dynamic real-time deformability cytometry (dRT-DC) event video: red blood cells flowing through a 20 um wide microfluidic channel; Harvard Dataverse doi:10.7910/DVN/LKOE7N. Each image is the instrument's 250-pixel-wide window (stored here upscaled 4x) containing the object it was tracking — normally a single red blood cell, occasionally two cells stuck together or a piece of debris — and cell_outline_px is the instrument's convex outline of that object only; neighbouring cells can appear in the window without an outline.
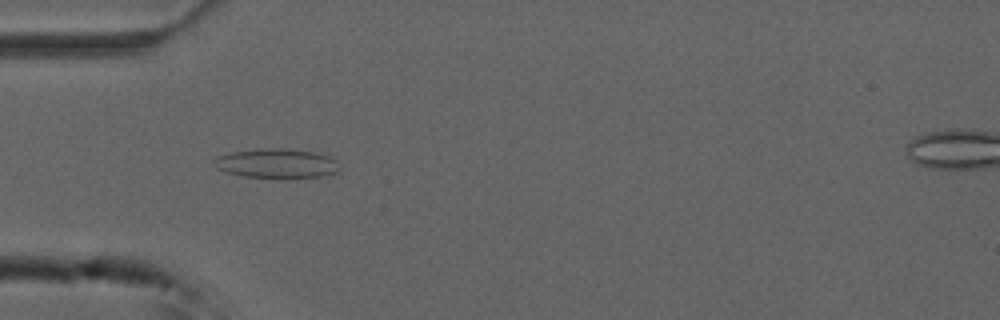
{"species": "common noctule bat (a hibernating species)", "species_latin": "Nyctalus noctula", "temperature_condition": "cold", "stored_images_in_passage": 54, "camera_frame_rate_fps": 3000, "um_per_image_px": 0.085, "animal": {"sex": "male", "forearm_length_mm": 52.5}, "frame": {"image": 1, "passage_image": 16, "time_ms": 5.0, "image_size_px": [1000, 320], "cell_outline_px": [[340, 168], [336, 172], [320, 176], [280, 180], [276, 180], [244, 176], [224, 172], [212, 164], [212, 160], [216, 156], [228, 152], [268, 148], [288, 148], [316, 152], [328, 156], [336, 160]], "centroid_in_image_um": [23.48, 13.91], "position_along_channel_um": 61.5, "area_um2": 22.31}}
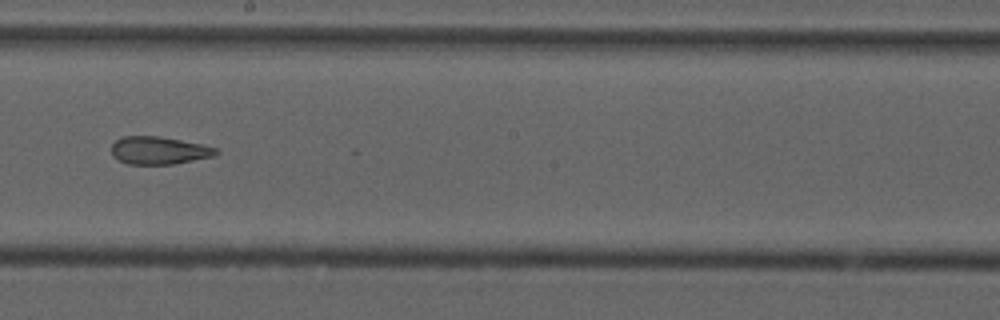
{"frame": {"image": 2, "passage_image": 30, "time_ms": 9.667, "image_size_px": [1000, 320], "cell_outline_px": [[220, 152], [216, 156], [176, 164], [128, 164], [112, 156], [112, 144], [116, 140], [124, 136], [160, 136], [204, 144], [216, 148]], "centroid_in_image_um": [13.57, 12.79], "position_along_channel_um": 234.6, "area_um2": 17.11}}
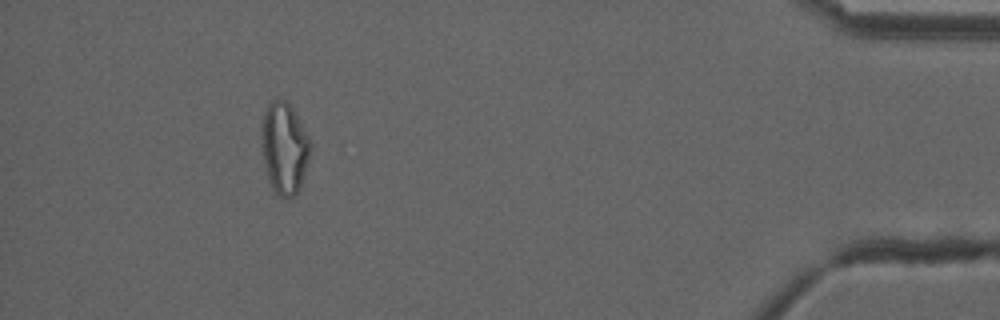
{"frame": {"image": 3, "passage_image": 49, "time_ms": 16.0, "image_size_px": [1000, 320], "cell_outline_px": [[312, 144], [300, 188], [288, 200], [280, 196], [272, 188], [268, 180], [264, 160], [264, 112], [268, 104], [272, 100], [288, 100], [308, 136]], "centroid_in_image_um": [24.21, 12.6], "position_along_channel_um": 411.0, "area_um2": 25.26}, "authors_computed_cell_mechanics": {"area_um2": 21.8773, "velocity_mm_per_s": 3.7502, "shape_relaxation_time_tau1_ms": null, "shape_relaxation_time_tau2_ms": 3.2978, "deformation_change_tau1": null, "deformation_change_tau2": 0.1117}}